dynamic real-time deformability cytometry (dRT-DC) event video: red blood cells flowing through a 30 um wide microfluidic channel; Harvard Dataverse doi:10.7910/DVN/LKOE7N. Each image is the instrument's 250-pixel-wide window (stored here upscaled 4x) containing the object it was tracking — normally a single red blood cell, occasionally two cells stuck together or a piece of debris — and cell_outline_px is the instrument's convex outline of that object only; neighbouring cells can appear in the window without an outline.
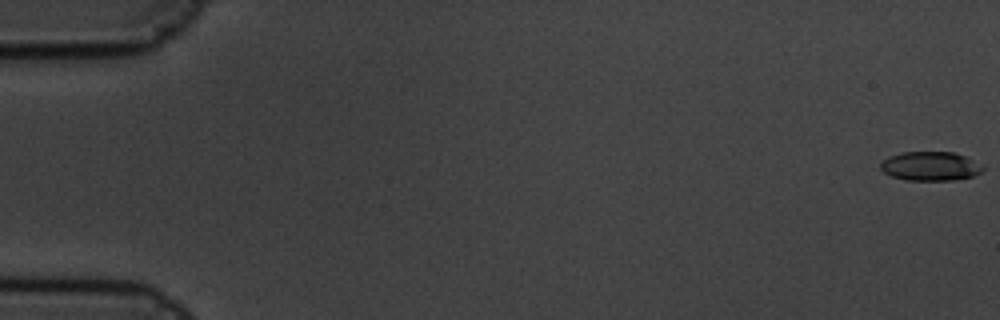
{"species": "common noctule bat (a hibernating species)", "species_latin": "Nyctalus noctula", "temperature_condition": "cold", "stored_images_in_passage": 61, "camera_frame_rate_fps": 3000, "um_per_image_px": 0.085, "animal": {"sex": "male", "body_mass_g": 19.5, "forearm_length_mm": 54.6}, "frame": {"image": 1, "passage_image": 1, "time_ms": 0.0, "image_size_px": [1000, 320], "cell_outline_px": [[984, 168], [980, 172], [972, 176], [952, 180], [904, 180], [892, 176], [884, 172], [880, 168], [880, 164], [888, 156], [900, 152], [956, 152], [984, 164]], "centroid_in_image_um": [79.09, 14.11], "position_along_channel_um": 5.9, "area_um2": 17.46}}
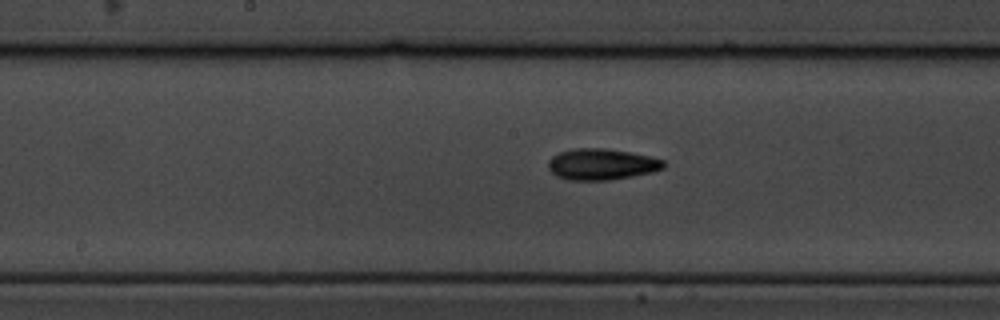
{"frame": {"image": 2, "passage_image": 32, "time_ms": 10.333, "image_size_px": [1000, 320], "cell_outline_px": [[664, 168], [652, 172], [632, 176], [608, 180], [568, 180], [556, 176], [548, 168], [548, 160], [552, 156], [560, 152], [572, 148], [604, 148], [628, 152], [648, 156], [664, 160]], "centroid_in_image_um": [51.1, 13.96], "position_along_channel_um": 197.1, "area_um2": 20.92}}
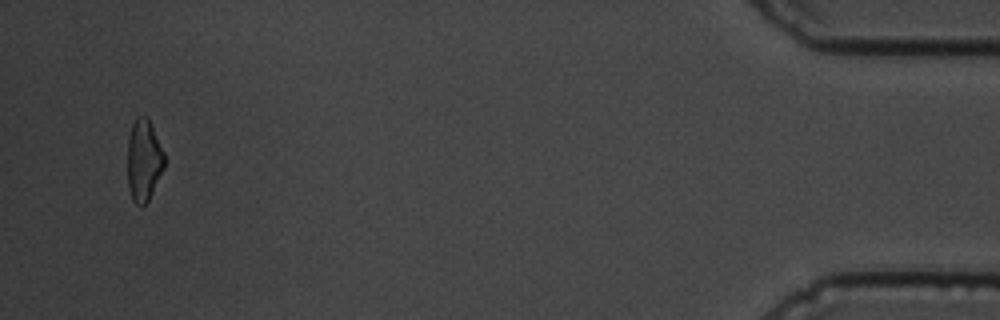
{"frame": {"image": 3, "passage_image": 59, "time_ms": 19.333, "image_size_px": [1000, 320], "cell_outline_px": [[164, 168], [148, 200], [140, 208], [132, 200], [128, 188], [128, 136], [132, 124], [136, 116], [148, 116], [164, 152]], "centroid_in_image_um": [12.21, 13.61], "position_along_channel_um": 423.0, "area_um2": 17.69}, "authors_computed_cell_mechanics": {"area_um2": 19.074, "velocity_mm_per_s": 3.3722, "shape_relaxation_time_tau1_ms": 3.1278, "shape_relaxation_time_tau2_ms": 6.4225, "deformation_change_tau1": 0.1405, "deformation_change_tau2": 0.1143}}